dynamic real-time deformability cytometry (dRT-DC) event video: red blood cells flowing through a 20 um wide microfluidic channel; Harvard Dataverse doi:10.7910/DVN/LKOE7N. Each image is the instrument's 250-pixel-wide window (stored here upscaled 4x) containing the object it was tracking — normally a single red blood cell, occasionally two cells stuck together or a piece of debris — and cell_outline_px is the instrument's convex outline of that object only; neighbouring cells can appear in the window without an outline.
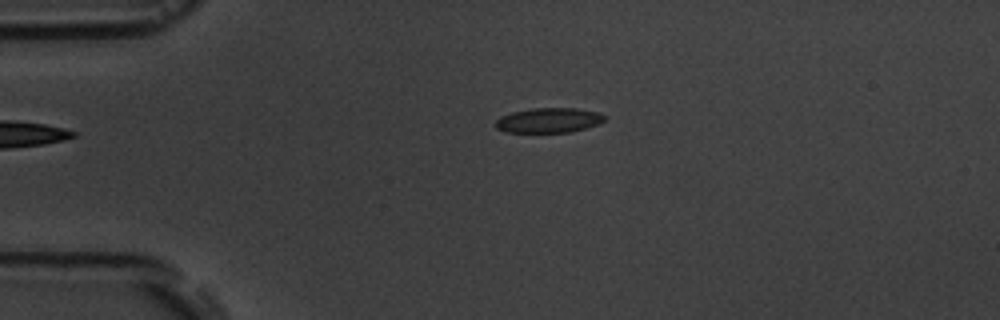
{"species": "common noctule bat (a hibernating species)", "species_latin": "Nyctalus noctula", "temperature_condition": "room temperature", "stored_images_in_passage": 2, "camera_frame_rate_fps": 3000, "um_per_image_px": 0.085, "animal": {"sex": "male", "body_mass_g": 19.5, "forearm_length_mm": 54.6}, "frame": {"image": 1, "passage_image": 1, "time_ms": 0.0, "image_size_px": [1000, 320], "cell_outline_px": [[604, 120], [600, 124], [572, 132], [508, 132], [496, 128], [496, 120], [500, 116], [512, 112], [532, 108], [576, 108], [596, 112], [604, 116]], "centroid_in_image_um": [46.64, 10.22], "position_along_channel_um": 38.4, "area_um2": 15.72}}